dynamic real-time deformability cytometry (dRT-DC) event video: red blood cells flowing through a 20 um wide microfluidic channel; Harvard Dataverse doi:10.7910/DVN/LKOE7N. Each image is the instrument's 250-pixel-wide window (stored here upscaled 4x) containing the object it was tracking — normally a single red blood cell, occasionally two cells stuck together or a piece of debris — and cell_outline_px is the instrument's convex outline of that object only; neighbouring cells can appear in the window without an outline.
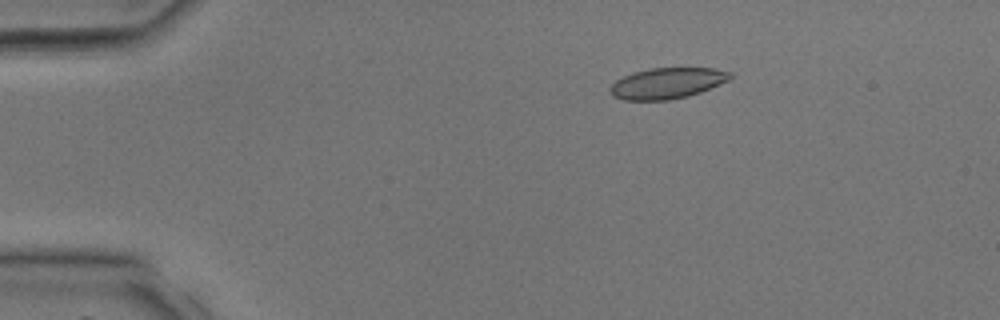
{"species": "common noctule bat (a hibernating species)", "species_latin": "Nyctalus noctula", "temperature_condition": "room temperature", "stored_images_in_passage": 39, "camera_frame_rate_fps": 3000, "um_per_image_px": 0.085, "animal": {"sex": "male", "body_mass_g": 17.9, "forearm_length_mm": 54.2}, "frame": {"image": 1, "passage_image": 7, "time_ms": 2.0, "image_size_px": [1000, 320], "cell_outline_px": [[732, 76], [728, 80], [700, 92], [688, 96], [668, 100], [624, 100], [612, 96], [612, 84], [616, 80], [632, 72], [648, 68], [716, 68], [732, 72]], "centroid_in_image_um": [56.72, 7.06], "position_along_channel_um": 28.3, "area_um2": 21.5}}
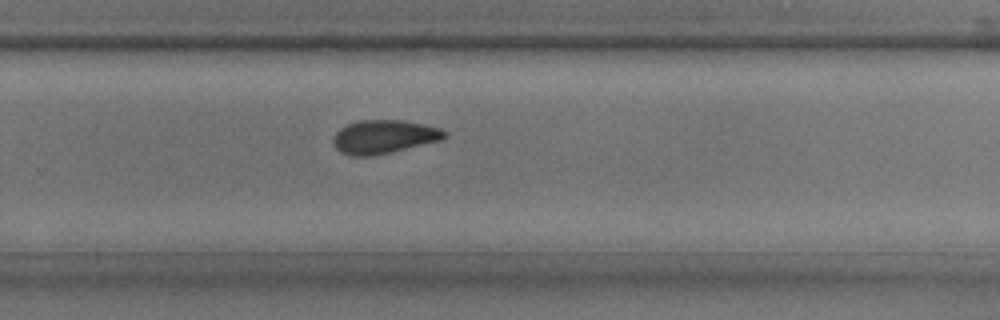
{"frame": {"image": 2, "passage_image": 26, "time_ms": 8.333, "image_size_px": [1000, 320], "cell_outline_px": [[448, 136], [444, 140], [372, 156], [352, 156], [340, 152], [336, 148], [332, 140], [336, 132], [340, 128], [348, 124], [360, 120], [400, 120], [424, 124], [440, 128], [448, 132]], "centroid_in_image_um": [32.67, 11.63], "position_along_channel_um": 297.1, "area_um2": 21.91}}
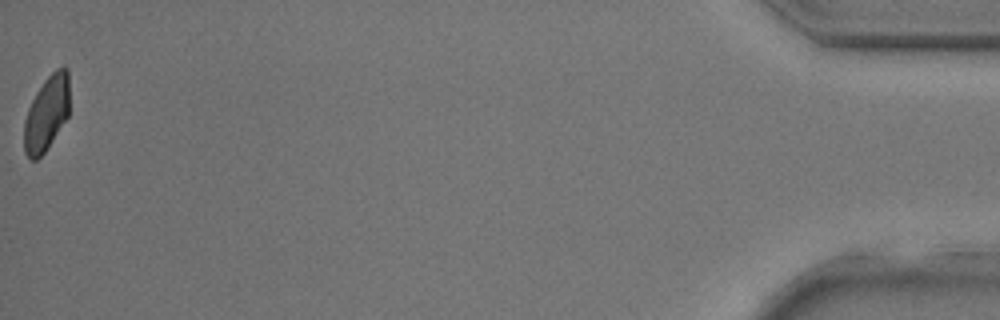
{"frame": {"image": 3, "passage_image": 39, "time_ms": 12.667, "image_size_px": [1000, 320], "cell_outline_px": [[68, 116], [44, 152], [36, 160], [32, 160], [24, 152], [24, 120], [28, 108], [36, 92], [44, 80], [56, 68], [64, 64], [68, 68]], "centroid_in_image_um": [3.95, 9.59], "position_along_channel_um": 431.2, "area_um2": 19.71}}